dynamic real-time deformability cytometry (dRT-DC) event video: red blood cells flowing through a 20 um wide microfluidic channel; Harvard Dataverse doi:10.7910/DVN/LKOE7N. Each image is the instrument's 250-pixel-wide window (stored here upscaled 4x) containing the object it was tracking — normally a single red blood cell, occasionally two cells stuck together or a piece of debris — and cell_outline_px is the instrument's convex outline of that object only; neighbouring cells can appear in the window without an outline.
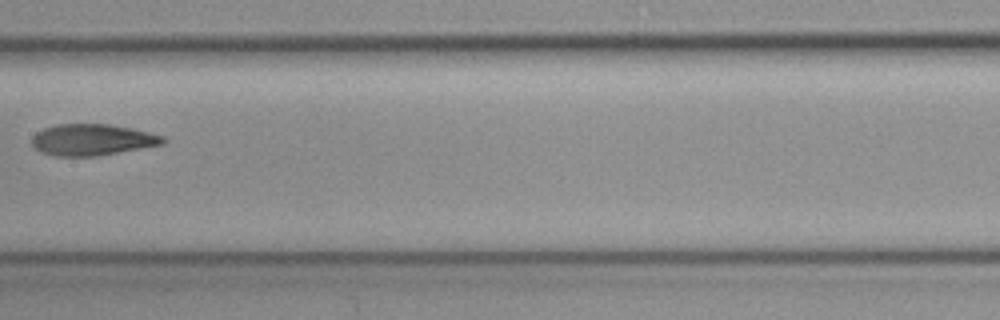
{"species": "common noctule bat (a hibernating species)", "species_latin": "Nyctalus noctula", "temperature_condition": "cold", "stored_images_in_passage": 7, "camera_frame_rate_fps": 3000, "um_per_image_px": 0.085, "animal": {"sex": "female", "body_mass_g": 19.3, "forearm_length_mm": 54.1}, "frame": {"image": 1, "passage_image": 7, "time_ms": 2.0, "image_size_px": [1000, 320], "cell_outline_px": [[164, 144], [96, 156], [56, 156], [40, 152], [32, 144], [32, 136], [36, 132], [44, 128], [56, 124], [108, 124], [148, 132], [164, 136]], "centroid_in_image_um": [7.8, 11.88], "position_along_channel_um": 199.6, "area_um2": 23.76}}